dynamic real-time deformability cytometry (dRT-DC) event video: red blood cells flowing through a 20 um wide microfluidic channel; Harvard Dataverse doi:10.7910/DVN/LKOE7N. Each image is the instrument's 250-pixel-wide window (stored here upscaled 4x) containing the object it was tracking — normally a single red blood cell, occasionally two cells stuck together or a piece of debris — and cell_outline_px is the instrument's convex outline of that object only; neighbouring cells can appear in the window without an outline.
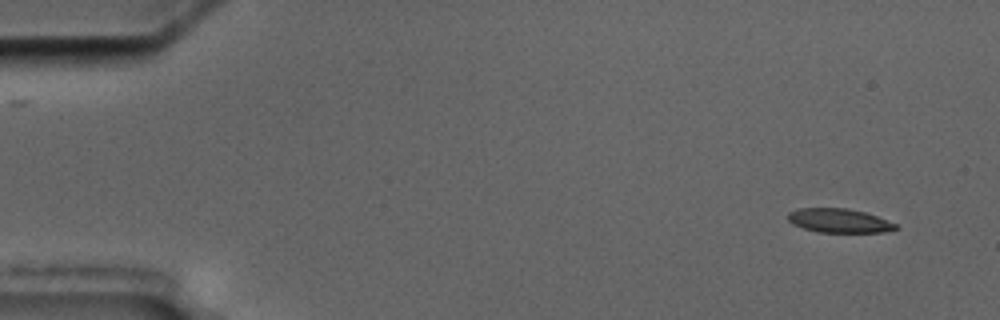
{"species": "common noctule bat (a hibernating species)", "species_latin": "Nyctalus noctula", "temperature_condition": "cold", "stored_images_in_passage": 2, "camera_frame_rate_fps": 3000, "um_per_image_px": 0.085, "animal": {"sex": "male", "body_mass_g": 17.5, "forearm_length_mm": 52.3}, "frame": {"image": 1, "passage_image": 2, "time_ms": 1.333, "image_size_px": [1000, 320], "cell_outline_px": [[900, 228], [884, 232], [816, 232], [792, 224], [788, 220], [788, 212], [800, 208], [848, 208], [864, 212], [876, 216], [896, 224]], "centroid_in_image_um": [71.31, 18.75], "position_along_channel_um": 13.7, "area_um2": 15.03}}